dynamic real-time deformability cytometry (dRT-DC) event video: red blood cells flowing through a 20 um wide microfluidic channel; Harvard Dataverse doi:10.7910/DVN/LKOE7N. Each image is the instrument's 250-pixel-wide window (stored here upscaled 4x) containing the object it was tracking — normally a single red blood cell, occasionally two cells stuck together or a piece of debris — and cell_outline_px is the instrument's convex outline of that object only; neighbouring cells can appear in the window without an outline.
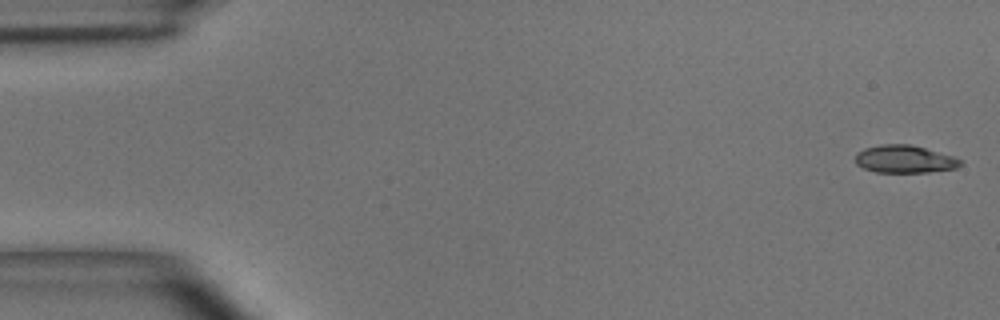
{"species": "common noctule bat (a hibernating species)", "species_latin": "Nyctalus noctula", "temperature_condition": "room temperature", "stored_images_in_passage": 47, "camera_frame_rate_fps": 3000, "um_per_image_px": 0.085, "animal": {"sex": "male", "body_mass_g": 15.6}, "frame": {"image": 1, "passage_image": 1, "time_ms": 0.0, "image_size_px": [1000, 320], "cell_outline_px": [[964, 160], [956, 168], [928, 172], [876, 172], [864, 168], [856, 164], [856, 152], [864, 148], [880, 144], [912, 144], [952, 156]], "centroid_in_image_um": [76.87, 13.51], "position_along_channel_um": 8.1, "area_um2": 16.94}}
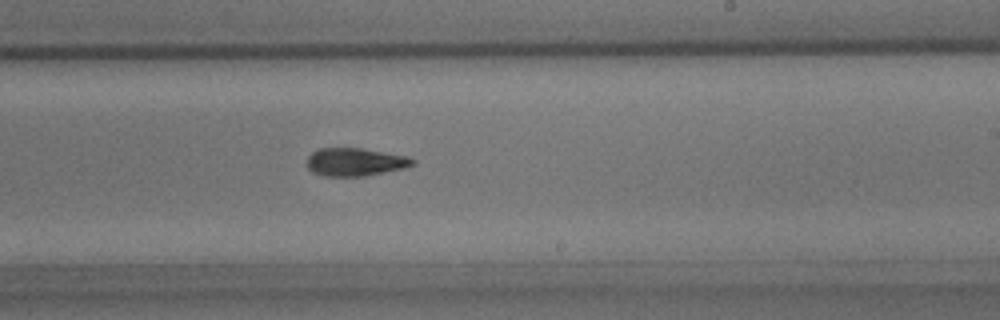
{"frame": {"image": 2, "passage_image": 29, "time_ms": 9.333, "image_size_px": [1000, 320], "cell_outline_px": [[416, 164], [404, 168], [364, 176], [324, 176], [312, 172], [308, 168], [308, 156], [312, 152], [320, 148], [360, 148], [404, 156], [416, 160]], "centroid_in_image_um": [30.17, 13.77], "position_along_channel_um": 258.8, "area_um2": 17.05}}
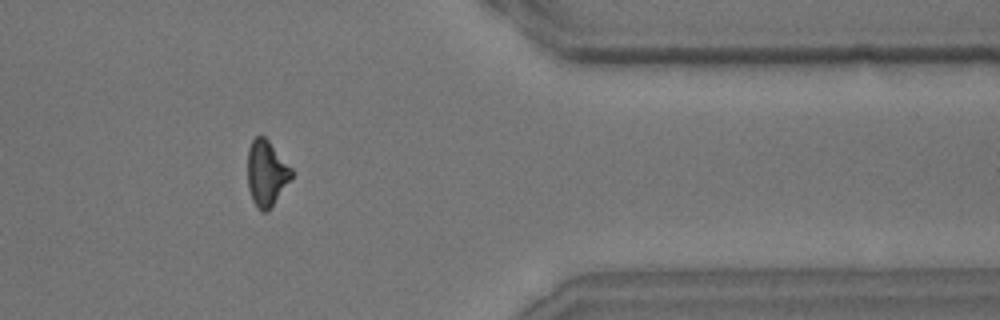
{"frame": {"image": 3, "passage_image": 40, "time_ms": 13.0, "image_size_px": [1000, 320], "cell_outline_px": [[292, 176], [268, 212], [264, 212], [256, 208], [252, 200], [248, 188], [248, 148], [252, 140], [256, 136], [264, 136], [268, 140], [292, 168]], "centroid_in_image_um": [22.63, 14.73], "position_along_channel_um": 388.8, "area_um2": 16.7}, "authors_computed_cell_mechanics": {"area_um2": 17.5134, "velocity_mm_per_s": 4.0751, "shape_relaxation_time_tau1_ms": 3.8382, "shape_relaxation_time_tau2_ms": 3.2179, "deformation_change_tau1": 0.1441, "deformation_change_tau2": 0.1135}}